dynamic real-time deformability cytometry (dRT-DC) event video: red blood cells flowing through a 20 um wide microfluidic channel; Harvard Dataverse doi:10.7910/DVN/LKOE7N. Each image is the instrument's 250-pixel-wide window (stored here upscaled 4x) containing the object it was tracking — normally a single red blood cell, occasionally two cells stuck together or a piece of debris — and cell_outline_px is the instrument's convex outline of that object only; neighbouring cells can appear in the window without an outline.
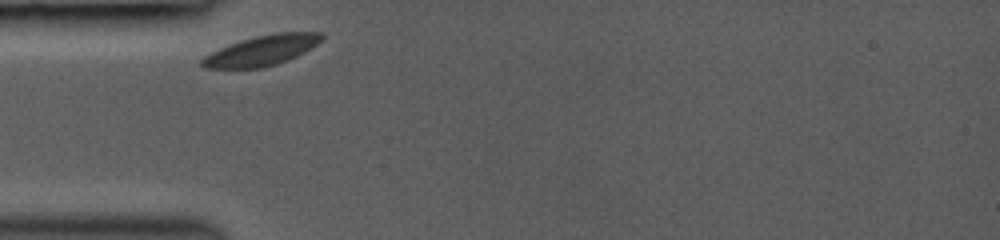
{"species": "common noctule bat (a hibernating species)", "species_latin": "Nyctalus noctula", "temperature_condition": "room temperature", "stored_images_in_passage": 28, "camera_frame_rate_fps": 3000, "um_per_image_px": 0.085, "animal": {"sex": "female", "body_mass_g": 19.0, "forearm_length_mm": 53.3}, "frame": {"image": 1, "passage_image": 1, "time_ms": 0.0, "image_size_px": [1000, 240], "cell_outline_px": [[324, 36], [316, 44], [304, 52], [288, 60], [264, 68], [204, 68], [200, 64], [200, 60], [204, 56], [220, 48], [240, 40], [256, 36], [276, 32], [324, 32]], "centroid_in_image_um": [22.25, 4.29], "position_along_channel_um": 62.8, "area_um2": 20.98}}
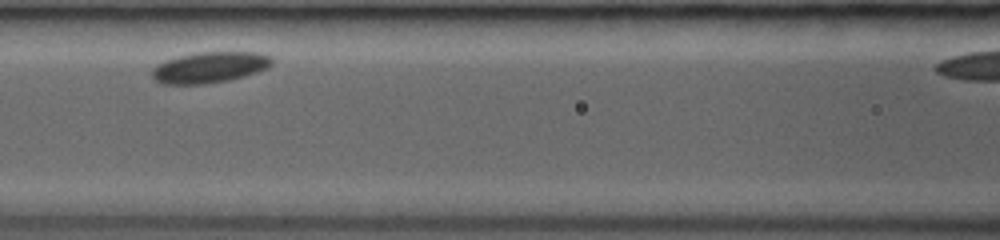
{"frame": {"image": 2, "passage_image": 12, "time_ms": 2.333, "image_size_px": [1000, 240], "cell_outline_px": [[272, 64], [256, 72], [244, 76], [228, 80], [204, 84], [160, 84], [152, 76], [152, 68], [156, 64], [164, 60], [196, 52], [256, 52], [272, 56]], "centroid_in_image_um": [17.78, 5.72], "position_along_channel_um": 148.8, "area_um2": 21.62}}
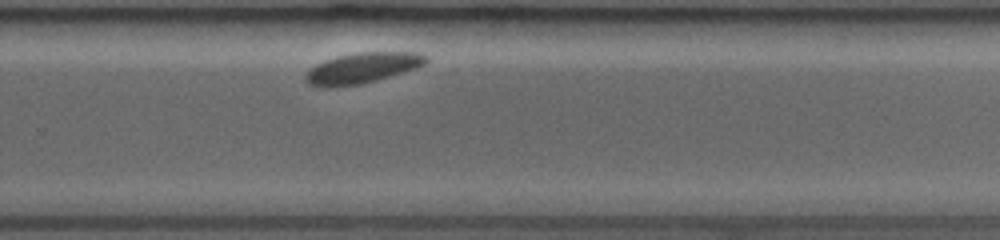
{"frame": {"image": 3, "passage_image": 28, "time_ms": 6.333, "image_size_px": [1000, 240], "cell_outline_px": [[428, 60], [424, 64], [416, 68], [376, 80], [360, 84], [324, 88], [308, 84], [304, 80], [304, 76], [316, 64], [324, 60], [336, 56], [356, 52], [416, 52], [428, 56]], "centroid_in_image_um": [30.77, 5.77], "position_along_channel_um": 299.0, "area_um2": 21.44}}